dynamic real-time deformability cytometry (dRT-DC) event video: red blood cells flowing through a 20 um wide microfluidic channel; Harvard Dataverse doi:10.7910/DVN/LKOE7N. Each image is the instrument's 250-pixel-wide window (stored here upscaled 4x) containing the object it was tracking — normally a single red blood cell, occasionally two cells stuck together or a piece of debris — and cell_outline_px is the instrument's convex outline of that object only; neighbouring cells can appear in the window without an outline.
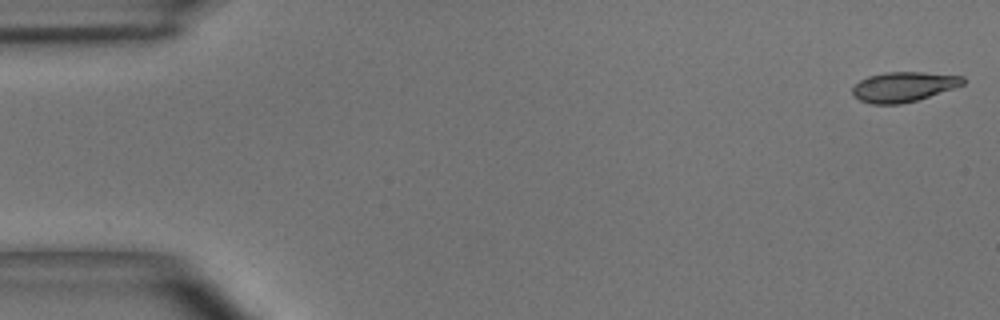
{"species": "common noctule bat (a hibernating species)", "species_latin": "Nyctalus noctula", "temperature_condition": "room temperature", "stored_images_in_passage": 50, "camera_frame_rate_fps": 3000, "um_per_image_px": 0.085, "animal": {"sex": "male", "body_mass_g": 15.6}, "frame": {"image": 1, "passage_image": 1, "time_ms": 0.0, "image_size_px": [1000, 320], "cell_outline_px": [[964, 84], [916, 100], [900, 104], [872, 104], [860, 100], [852, 92], [852, 88], [860, 80], [868, 76], [884, 72], [924, 72], [964, 76]], "centroid_in_image_um": [76.78, 7.36], "position_along_channel_um": 8.2, "area_um2": 19.02}}
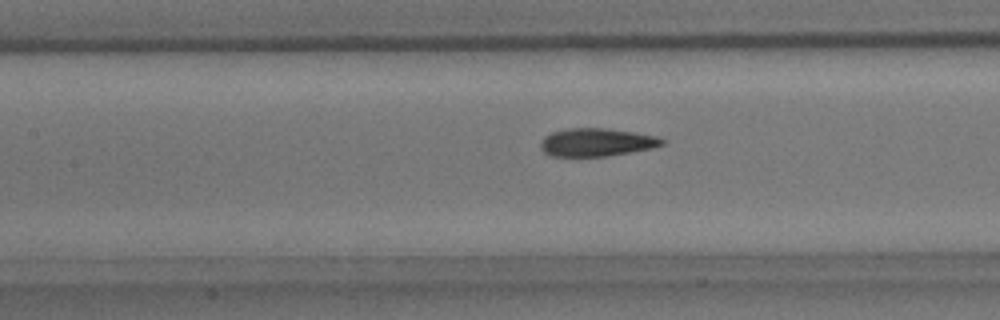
{"frame": {"image": 2, "passage_image": 22, "time_ms": 7.0, "image_size_px": [1000, 320], "cell_outline_px": [[664, 144], [652, 148], [632, 152], [608, 156], [552, 156], [544, 152], [540, 148], [540, 144], [544, 136], [552, 132], [568, 128], [604, 128], [632, 132], [656, 136], [664, 140]], "centroid_in_image_um": [50.69, 12.1], "position_along_channel_um": 156.7, "area_um2": 19.77}}
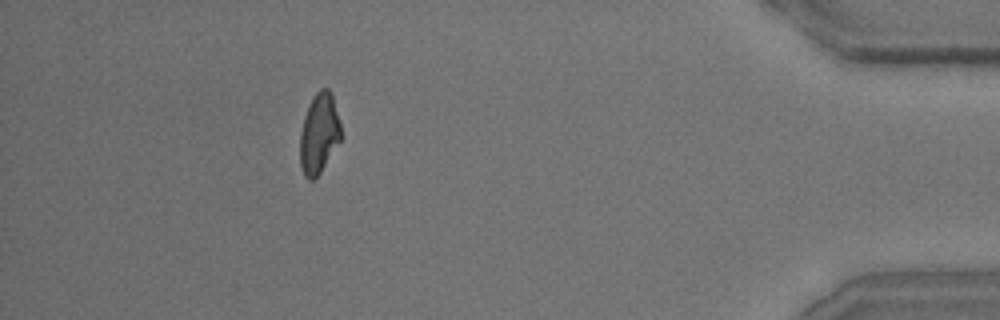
{"frame": {"image": 3, "passage_image": 45, "time_ms": 14.667, "image_size_px": [1000, 320], "cell_outline_px": [[340, 140], [320, 172], [312, 180], [308, 180], [304, 176], [300, 164], [300, 132], [304, 116], [316, 92], [320, 88], [328, 88], [332, 92], [340, 124]], "centroid_in_image_um": [27.11, 11.33], "position_along_channel_um": 408.1, "area_um2": 18.84}, "authors_computed_cell_mechanics": {"area_um2": 19.9699, "velocity_mm_per_s": 3.9761, "shape_relaxation_time_tau1_ms": 4.4082, "shape_relaxation_time_tau2_ms": 1.2467, "deformation_change_tau1": 0.1756, "deformation_change_tau2": 0.0891}}